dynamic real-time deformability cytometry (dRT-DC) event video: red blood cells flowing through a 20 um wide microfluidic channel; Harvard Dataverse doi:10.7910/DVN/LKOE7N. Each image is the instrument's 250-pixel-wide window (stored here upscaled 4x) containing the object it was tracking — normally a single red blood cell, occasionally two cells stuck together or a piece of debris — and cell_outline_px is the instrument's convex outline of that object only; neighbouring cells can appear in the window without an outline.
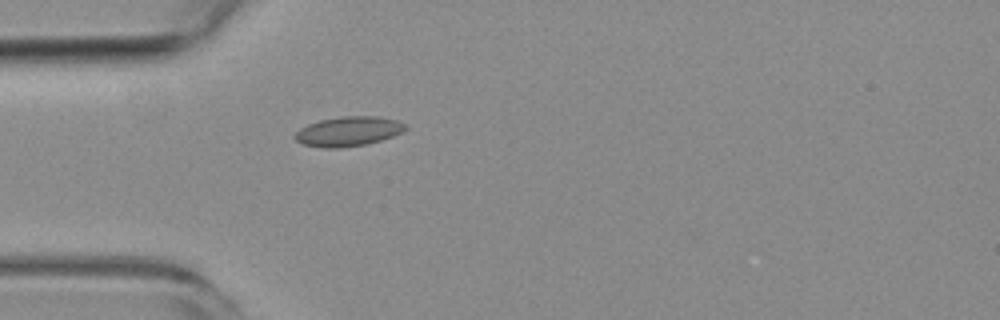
{"species": "common noctule bat (a hibernating species)", "species_latin": "Nyctalus noctula", "temperature_condition": "room temperature", "stored_images_in_passage": 4, "camera_frame_rate_fps": 3000, "um_per_image_px": 0.085, "animal": {"sex": "female", "body_mass_g": 19.3, "forearm_length_mm": 54.1}, "frame": {"image": 1, "passage_image": 4, "time_ms": 4.667, "image_size_px": [1000, 320], "cell_outline_px": [[408, 128], [392, 136], [368, 144], [336, 148], [324, 148], [304, 144], [296, 140], [292, 136], [300, 128], [308, 124], [320, 120], [340, 116], [380, 116], [396, 120], [408, 124]], "centroid_in_image_um": [29.61, 11.15], "position_along_channel_um": 55.4, "area_um2": 19.13}}